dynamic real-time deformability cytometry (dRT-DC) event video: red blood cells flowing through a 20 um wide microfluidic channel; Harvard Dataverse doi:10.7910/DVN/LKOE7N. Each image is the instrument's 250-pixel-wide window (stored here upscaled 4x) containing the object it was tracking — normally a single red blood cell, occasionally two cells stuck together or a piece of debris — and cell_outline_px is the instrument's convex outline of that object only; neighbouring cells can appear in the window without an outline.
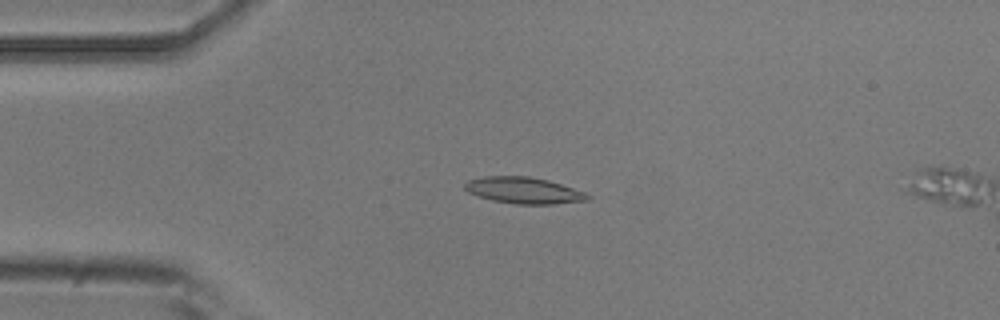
{"species": "common noctule bat (a hibernating species)", "species_latin": "Nyctalus noctula", "temperature_condition": "room temperature", "stored_images_in_passage": 9, "camera_frame_rate_fps": 3000, "um_per_image_px": 0.085, "animal": {"sex": "male", "body_mass_g": 20.5, "forearm_length_mm": 52.5}, "frame": {"image": 1, "passage_image": 6, "time_ms": 1.667, "image_size_px": [1000, 320], "cell_outline_px": [[592, 196], [588, 200], [552, 204], [516, 204], [492, 200], [468, 192], [464, 188], [464, 184], [468, 180], [484, 176], [528, 176], [548, 180], [584, 192]], "centroid_in_image_um": [44.5, 16.18], "position_along_channel_um": 40.5, "area_um2": 18.73}}